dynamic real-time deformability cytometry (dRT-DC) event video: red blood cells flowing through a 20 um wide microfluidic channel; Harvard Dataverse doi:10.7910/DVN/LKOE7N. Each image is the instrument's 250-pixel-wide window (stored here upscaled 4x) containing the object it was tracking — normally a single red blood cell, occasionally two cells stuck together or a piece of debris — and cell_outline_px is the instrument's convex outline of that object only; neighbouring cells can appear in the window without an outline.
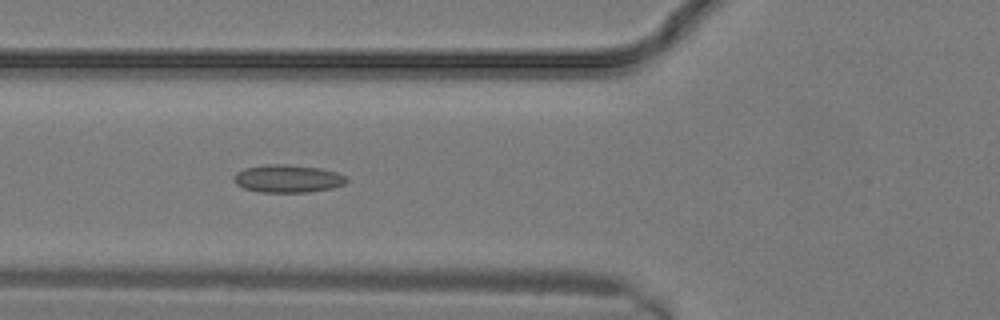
{"species": "common noctule bat (a hibernating species)", "species_latin": "Nyctalus noctula", "temperature_condition": "warm", "stored_images_in_passage": 12, "camera_frame_rate_fps": 3000, "um_per_image_px": 0.085, "animal": {"sex": "male", "body_mass_g": 19.2, "forearm_length_mm": 51.8}, "frame": {"image": 1, "passage_image": 9, "time_ms": 2.667, "image_size_px": [1000, 320], "cell_outline_px": [[348, 180], [344, 184], [332, 188], [308, 192], [260, 192], [244, 188], [236, 184], [232, 180], [232, 176], [236, 172], [244, 168], [264, 164], [288, 164], [320, 168], [336, 172], [344, 176]], "centroid_in_image_um": [24.41, 15.17], "position_along_channel_um": 101.4, "area_um2": 18.38}}
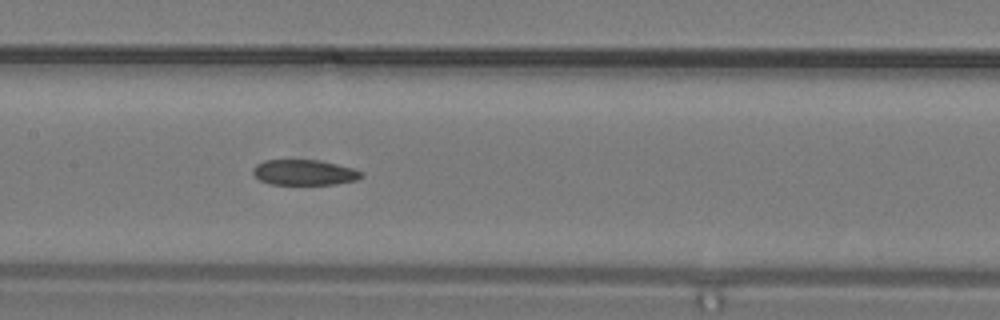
{"frame": {"image": 2, "passage_image": 12, "time_ms": 3.667, "image_size_px": [1000, 320], "cell_outline_px": [[364, 176], [356, 180], [336, 184], [268, 184], [260, 180], [252, 172], [252, 168], [256, 164], [264, 160], [316, 160], [336, 164], [352, 168], [364, 172]], "centroid_in_image_um": [25.86, 14.66], "position_along_channel_um": 181.5, "area_um2": 16.07}}